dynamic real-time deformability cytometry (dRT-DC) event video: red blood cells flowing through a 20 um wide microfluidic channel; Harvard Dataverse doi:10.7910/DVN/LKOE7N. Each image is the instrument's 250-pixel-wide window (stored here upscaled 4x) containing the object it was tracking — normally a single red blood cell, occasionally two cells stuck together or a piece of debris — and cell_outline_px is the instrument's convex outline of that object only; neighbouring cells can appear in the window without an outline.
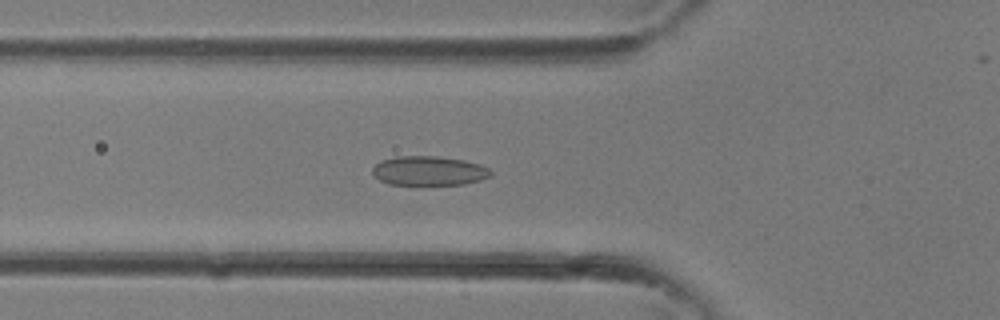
{"species": "common noctule bat (a hibernating species)", "species_latin": "Nyctalus noctula", "temperature_condition": "room temperature", "stored_images_in_passage": 34, "camera_frame_rate_fps": 3000, "um_per_image_px": 0.085, "animal": {"sex": "female"}, "frame": {"image": 1, "passage_image": 12, "time_ms": 3.667, "image_size_px": [1000, 320], "cell_outline_px": [[492, 176], [480, 180], [464, 184], [388, 184], [380, 180], [372, 172], [372, 168], [380, 160], [396, 156], [436, 156], [464, 160], [480, 164], [488, 168], [492, 172]], "centroid_in_image_um": [36.46, 14.51], "position_along_channel_um": 89.3, "area_um2": 20.17}}
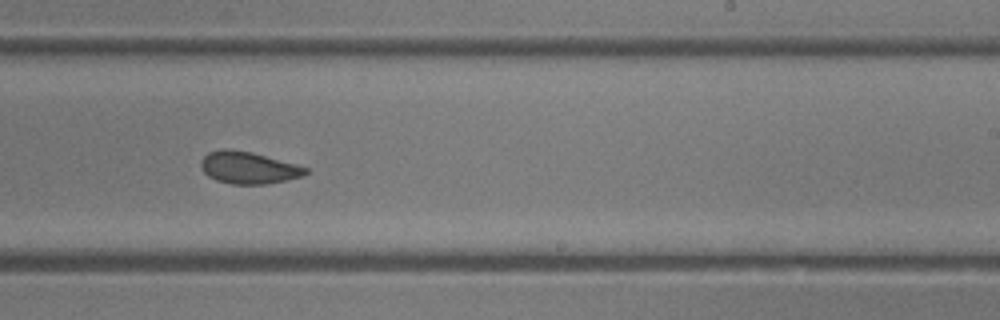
{"frame": {"image": 2, "passage_image": 21, "time_ms": 6.667, "image_size_px": [1000, 320], "cell_outline_px": [[308, 172], [304, 176], [288, 180], [264, 184], [232, 184], [216, 180], [208, 176], [200, 168], [200, 160], [208, 152], [224, 148], [232, 148], [252, 152], [296, 164], [308, 168]], "centroid_in_image_um": [21.1, 14.24], "position_along_channel_um": 267.9, "area_um2": 19.77}}
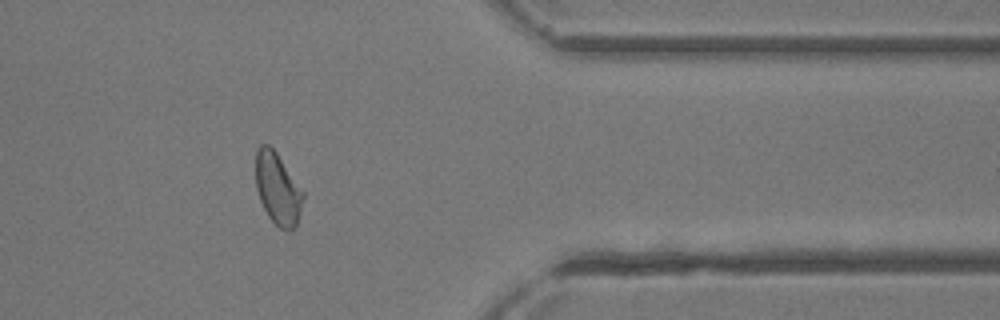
{"frame": {"image": 3, "passage_image": 28, "time_ms": 9.0, "image_size_px": [1000, 320], "cell_outline_px": [[304, 196], [300, 212], [296, 224], [288, 232], [280, 228], [268, 216], [260, 200], [256, 188], [256, 148], [260, 144], [268, 144], [276, 152], [304, 192]], "centroid_in_image_um": [23.59, 16.03], "position_along_channel_um": 387.8, "area_um2": 19.65}}